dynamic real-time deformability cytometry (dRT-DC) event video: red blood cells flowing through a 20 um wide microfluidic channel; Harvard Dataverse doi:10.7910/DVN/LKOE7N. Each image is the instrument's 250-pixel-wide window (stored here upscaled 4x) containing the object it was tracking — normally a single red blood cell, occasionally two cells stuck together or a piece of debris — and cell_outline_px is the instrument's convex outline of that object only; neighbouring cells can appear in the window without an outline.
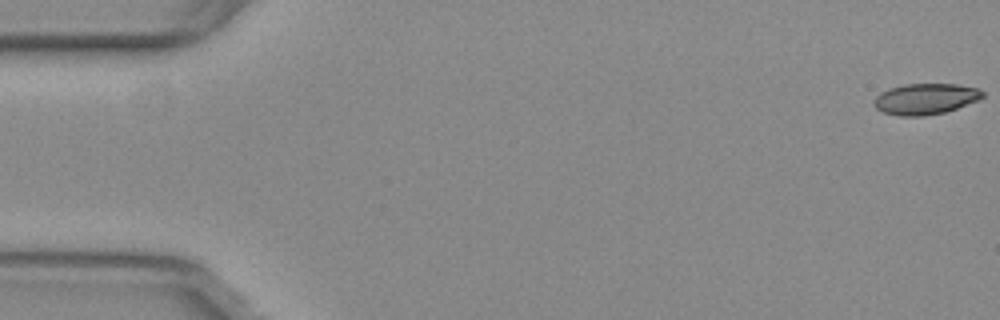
{"species": "common noctule bat (a hibernating species)", "species_latin": "Nyctalus noctula", "temperature_condition": "warm", "stored_images_in_passage": 26, "camera_frame_rate_fps": 3000, "um_per_image_px": 0.085, "animal": {"sex": "female", "body_mass_g": 29.2, "forearm_length_mm": 56.3}, "frame": {"image": 1, "passage_image": 1, "time_ms": 0.0, "image_size_px": [1000, 320], "cell_outline_px": [[984, 96], [976, 100], [956, 108], [944, 112], [924, 116], [900, 116], [884, 112], [876, 108], [872, 104], [872, 100], [880, 92], [888, 88], [904, 84], [956, 84], [980, 88], [984, 92]], "centroid_in_image_um": [78.62, 8.4], "position_along_channel_um": 6.4, "area_um2": 19.65}}
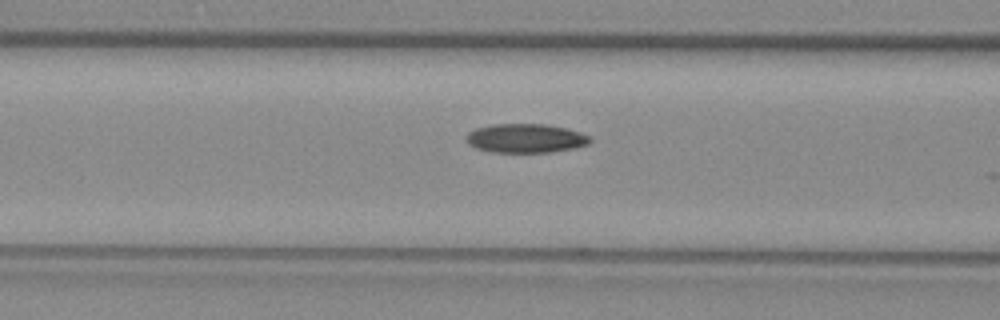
{"frame": {"image": 2, "passage_image": 22, "time_ms": 7.0, "image_size_px": [1000, 320], "cell_outline_px": [[592, 140], [588, 144], [576, 148], [548, 152], [492, 152], [476, 148], [468, 144], [468, 132], [476, 128], [492, 124], [544, 124], [564, 128], [580, 132], [588, 136]], "centroid_in_image_um": [44.68, 11.75], "position_along_channel_um": 121.9, "area_um2": 20.75}}
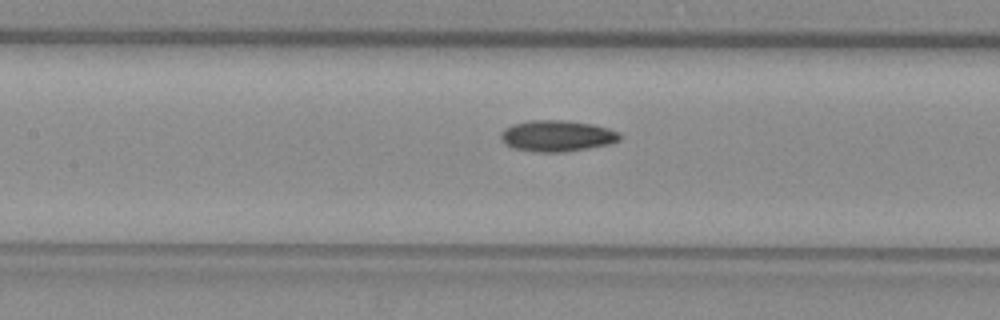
{"frame": {"image": 3, "passage_image": 25, "time_ms": 8.0, "image_size_px": [1000, 320], "cell_outline_px": [[620, 140], [608, 144], [588, 148], [564, 152], [536, 152], [512, 148], [504, 144], [500, 136], [500, 132], [504, 128], [512, 124], [532, 120], [564, 120], [592, 124], [608, 128], [620, 132]], "centroid_in_image_um": [47.31, 11.55], "position_along_channel_um": 160.1, "area_um2": 21.73}}